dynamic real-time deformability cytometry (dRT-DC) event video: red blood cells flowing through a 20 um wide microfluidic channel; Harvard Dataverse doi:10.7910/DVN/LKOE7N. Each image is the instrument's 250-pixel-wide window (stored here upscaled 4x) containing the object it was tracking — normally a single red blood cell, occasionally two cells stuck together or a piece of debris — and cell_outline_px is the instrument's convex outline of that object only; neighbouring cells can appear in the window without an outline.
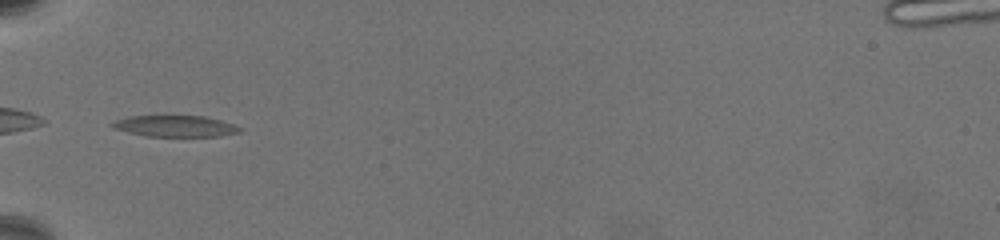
{"species": "common noctule bat (a hibernating species)", "species_latin": "Nyctalus noctula", "temperature_condition": "warm", "stored_images_in_passage": 42, "camera_frame_rate_fps": 3000, "um_per_image_px": 0.085, "animal": {"sex": "female", "body_mass_g": 19.5, "forearm_length_mm": 54.1}, "frame": {"image": 1, "passage_image": 1, "time_ms": 0.0, "image_size_px": [1000, 240], "cell_outline_px": [[240, 132], [220, 136], [148, 136], [128, 132], [112, 128], [108, 124], [116, 120], [132, 116], [204, 116], [220, 120], [232, 124], [240, 128]], "centroid_in_image_um": [14.85, 10.72], "position_along_channel_um": 70.1, "area_um2": 15.61}}
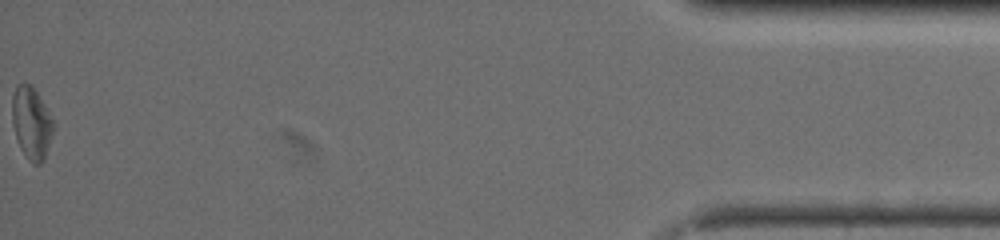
{"frame": {"image": 2, "passage_image": 42, "time_ms": 13.667, "image_size_px": [1000, 240], "cell_outline_px": [[52, 132], [44, 160], [40, 164], [32, 164], [28, 160], [20, 148], [16, 140], [12, 124], [12, 96], [16, 84], [28, 84], [36, 92], [48, 112], [52, 120]], "centroid_in_image_um": [2.62, 10.49], "position_along_channel_um": 432.6, "area_um2": 16.99}, "authors_computed_cell_mechanics": {"area_um2": 16.2707, "velocity_mm_per_s": 3.272, "shape_relaxation_time_tau1_ms": null, "shape_relaxation_time_tau2_ms": 5.6222, "deformation_change_tau1": null, "deformation_change_tau2": 0.1603}}